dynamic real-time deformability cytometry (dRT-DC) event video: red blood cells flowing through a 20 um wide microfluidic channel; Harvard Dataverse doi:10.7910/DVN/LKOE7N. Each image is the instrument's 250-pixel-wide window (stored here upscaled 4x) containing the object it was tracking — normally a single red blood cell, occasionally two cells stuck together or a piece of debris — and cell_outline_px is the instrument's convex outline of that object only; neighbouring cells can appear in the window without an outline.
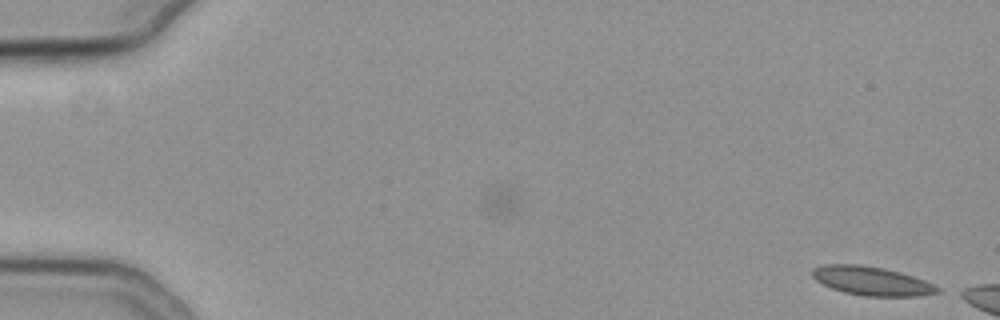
{"species": "common noctule bat (a hibernating species)", "species_latin": "Nyctalus noctula", "temperature_condition": "cold", "stored_images_in_passage": 6, "camera_frame_rate_fps": 3000, "um_per_image_px": 0.085, "animal": {"sex": "female", "body_mass_g": 19.3, "forearm_length_mm": 54.1}, "frame": {"image": 1, "passage_image": 1, "time_ms": 0.0, "image_size_px": [1000, 320], "cell_outline_px": [[940, 292], [920, 296], [864, 296], [844, 292], [832, 288], [816, 280], [812, 276], [812, 268], [820, 264], [860, 264], [884, 268], [900, 272], [924, 280], [940, 288]], "centroid_in_image_um": [74.07, 23.87], "position_along_channel_um": 10.9, "area_um2": 21.04}}